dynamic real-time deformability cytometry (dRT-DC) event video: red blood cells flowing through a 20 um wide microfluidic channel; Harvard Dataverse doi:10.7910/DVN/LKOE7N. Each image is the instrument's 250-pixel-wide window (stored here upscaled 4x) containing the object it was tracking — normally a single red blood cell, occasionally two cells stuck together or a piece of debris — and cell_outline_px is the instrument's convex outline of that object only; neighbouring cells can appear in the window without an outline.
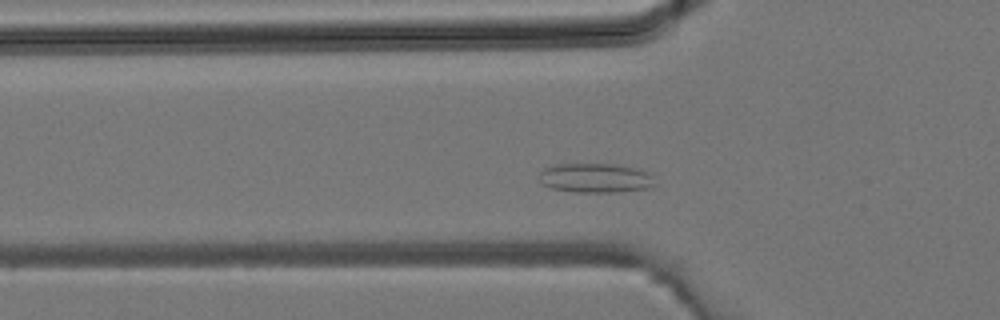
{"species": "common noctule bat (a hibernating species)", "species_latin": "Nyctalus noctula", "temperature_condition": "room temperature", "stored_images_in_passage": 26, "camera_frame_rate_fps": 3000, "um_per_image_px": 0.085, "animal": {"sex": "male", "body_mass_g": 19.2, "forearm_length_mm": 51.8}, "frame": {"image": 1, "passage_image": 5, "time_ms": 1.333, "image_size_px": [1000, 320], "cell_outline_px": [[656, 184], [648, 188], [616, 192], [576, 192], [552, 188], [540, 184], [536, 176], [544, 168], [556, 164], [616, 164], [640, 168], [648, 172], [652, 176]], "centroid_in_image_um": [50.59, 15.12], "position_along_channel_um": 75.2, "area_um2": 20.17}}
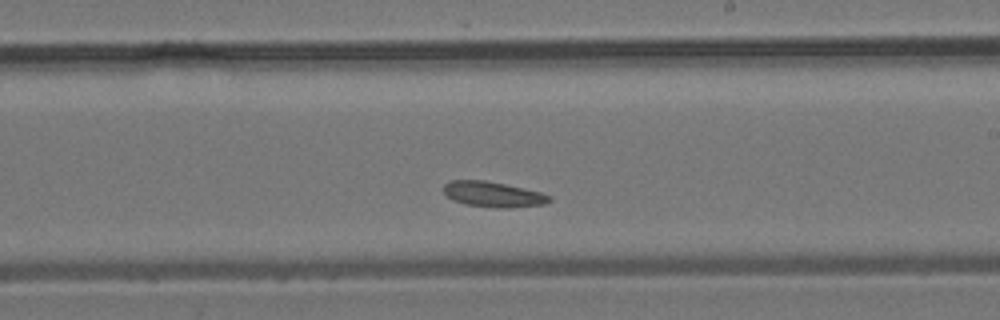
{"frame": {"image": 2, "passage_image": 15, "time_ms": 4.667, "image_size_px": [1000, 320], "cell_outline_px": [[552, 200], [544, 204], [508, 208], [496, 208], [464, 204], [452, 200], [444, 192], [444, 184], [452, 180], [484, 180], [524, 188], [540, 192], [552, 196]], "centroid_in_image_um": [41.92, 16.52], "position_along_channel_um": 247.1, "area_um2": 15.66}}
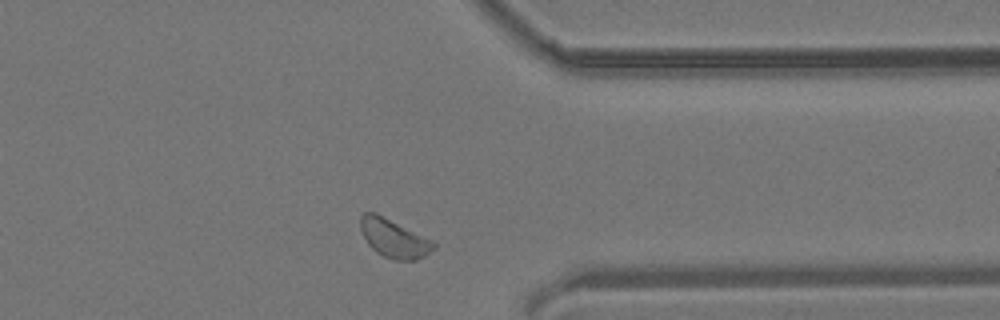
{"frame": {"image": 3, "passage_image": 23, "time_ms": 7.333, "image_size_px": [1000, 320], "cell_outline_px": [[436, 248], [424, 256], [416, 260], [392, 260], [376, 252], [368, 244], [360, 228], [360, 216], [364, 212], [376, 212], [432, 240], [436, 244]], "centroid_in_image_um": [33.48, 20.26], "position_along_channel_um": 377.9, "area_um2": 16.42}}